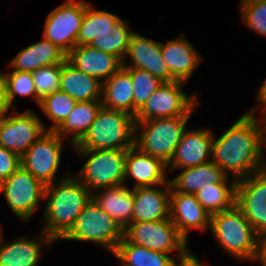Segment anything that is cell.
I'll return each mask as SVG.
<instances>
[{
    "instance_id": "cell-1",
    "label": "cell",
    "mask_w": 266,
    "mask_h": 266,
    "mask_svg": "<svg viewBox=\"0 0 266 266\" xmlns=\"http://www.w3.org/2000/svg\"><path fill=\"white\" fill-rule=\"evenodd\" d=\"M256 109L244 113L224 134L213 139L211 160L236 181L266 168L262 155V147L266 148V121L255 117Z\"/></svg>"
},
{
    "instance_id": "cell-2",
    "label": "cell",
    "mask_w": 266,
    "mask_h": 266,
    "mask_svg": "<svg viewBox=\"0 0 266 266\" xmlns=\"http://www.w3.org/2000/svg\"><path fill=\"white\" fill-rule=\"evenodd\" d=\"M91 199L92 193L77 177H60L45 185L43 231L55 241L61 239Z\"/></svg>"
},
{
    "instance_id": "cell-3",
    "label": "cell",
    "mask_w": 266,
    "mask_h": 266,
    "mask_svg": "<svg viewBox=\"0 0 266 266\" xmlns=\"http://www.w3.org/2000/svg\"><path fill=\"white\" fill-rule=\"evenodd\" d=\"M210 231L229 255L258 261L260 236L236 204L210 216Z\"/></svg>"
},
{
    "instance_id": "cell-4",
    "label": "cell",
    "mask_w": 266,
    "mask_h": 266,
    "mask_svg": "<svg viewBox=\"0 0 266 266\" xmlns=\"http://www.w3.org/2000/svg\"><path fill=\"white\" fill-rule=\"evenodd\" d=\"M135 117L101 107L94 122L74 149L128 150L134 146Z\"/></svg>"
},
{
    "instance_id": "cell-5",
    "label": "cell",
    "mask_w": 266,
    "mask_h": 266,
    "mask_svg": "<svg viewBox=\"0 0 266 266\" xmlns=\"http://www.w3.org/2000/svg\"><path fill=\"white\" fill-rule=\"evenodd\" d=\"M190 116L181 115L135 121L134 146L140 151L160 159L168 166L186 130Z\"/></svg>"
},
{
    "instance_id": "cell-6",
    "label": "cell",
    "mask_w": 266,
    "mask_h": 266,
    "mask_svg": "<svg viewBox=\"0 0 266 266\" xmlns=\"http://www.w3.org/2000/svg\"><path fill=\"white\" fill-rule=\"evenodd\" d=\"M74 150L82 155V158L88 157L76 177L91 193L95 190L123 185L127 150Z\"/></svg>"
},
{
    "instance_id": "cell-7",
    "label": "cell",
    "mask_w": 266,
    "mask_h": 266,
    "mask_svg": "<svg viewBox=\"0 0 266 266\" xmlns=\"http://www.w3.org/2000/svg\"><path fill=\"white\" fill-rule=\"evenodd\" d=\"M123 238L124 230L91 199L61 240L90 241L113 254Z\"/></svg>"
},
{
    "instance_id": "cell-8",
    "label": "cell",
    "mask_w": 266,
    "mask_h": 266,
    "mask_svg": "<svg viewBox=\"0 0 266 266\" xmlns=\"http://www.w3.org/2000/svg\"><path fill=\"white\" fill-rule=\"evenodd\" d=\"M124 237L133 244L161 253L176 251L177 257L188 249V241L179 233L173 221L169 219L137 222L124 230Z\"/></svg>"
},
{
    "instance_id": "cell-9",
    "label": "cell",
    "mask_w": 266,
    "mask_h": 266,
    "mask_svg": "<svg viewBox=\"0 0 266 266\" xmlns=\"http://www.w3.org/2000/svg\"><path fill=\"white\" fill-rule=\"evenodd\" d=\"M184 84L181 81L163 82L137 112L135 121L192 115L198 102V95L194 93L188 96L184 93L182 91Z\"/></svg>"
},
{
    "instance_id": "cell-10",
    "label": "cell",
    "mask_w": 266,
    "mask_h": 266,
    "mask_svg": "<svg viewBox=\"0 0 266 266\" xmlns=\"http://www.w3.org/2000/svg\"><path fill=\"white\" fill-rule=\"evenodd\" d=\"M87 1L65 0L47 16L43 37L68 54L76 45Z\"/></svg>"
},
{
    "instance_id": "cell-11",
    "label": "cell",
    "mask_w": 266,
    "mask_h": 266,
    "mask_svg": "<svg viewBox=\"0 0 266 266\" xmlns=\"http://www.w3.org/2000/svg\"><path fill=\"white\" fill-rule=\"evenodd\" d=\"M1 192L14 215L27 222L44 199L45 185L20 166L3 180Z\"/></svg>"
},
{
    "instance_id": "cell-12",
    "label": "cell",
    "mask_w": 266,
    "mask_h": 266,
    "mask_svg": "<svg viewBox=\"0 0 266 266\" xmlns=\"http://www.w3.org/2000/svg\"><path fill=\"white\" fill-rule=\"evenodd\" d=\"M11 110L13 115L0 117V146L21 157L47 129L33 110Z\"/></svg>"
},
{
    "instance_id": "cell-13",
    "label": "cell",
    "mask_w": 266,
    "mask_h": 266,
    "mask_svg": "<svg viewBox=\"0 0 266 266\" xmlns=\"http://www.w3.org/2000/svg\"><path fill=\"white\" fill-rule=\"evenodd\" d=\"M64 139L46 131L21 157V166L44 185L56 182Z\"/></svg>"
},
{
    "instance_id": "cell-14",
    "label": "cell",
    "mask_w": 266,
    "mask_h": 266,
    "mask_svg": "<svg viewBox=\"0 0 266 266\" xmlns=\"http://www.w3.org/2000/svg\"><path fill=\"white\" fill-rule=\"evenodd\" d=\"M236 205L259 236L266 233V168L237 181Z\"/></svg>"
},
{
    "instance_id": "cell-15",
    "label": "cell",
    "mask_w": 266,
    "mask_h": 266,
    "mask_svg": "<svg viewBox=\"0 0 266 266\" xmlns=\"http://www.w3.org/2000/svg\"><path fill=\"white\" fill-rule=\"evenodd\" d=\"M131 59V64L124 59L123 67H135L148 71L163 82L176 81L171 75L161 53V43L155 42L139 33H134L129 43L126 57Z\"/></svg>"
},
{
    "instance_id": "cell-16",
    "label": "cell",
    "mask_w": 266,
    "mask_h": 266,
    "mask_svg": "<svg viewBox=\"0 0 266 266\" xmlns=\"http://www.w3.org/2000/svg\"><path fill=\"white\" fill-rule=\"evenodd\" d=\"M214 134L209 129L185 130L174 157L167 166L170 170L198 166L211 161Z\"/></svg>"
},
{
    "instance_id": "cell-17",
    "label": "cell",
    "mask_w": 266,
    "mask_h": 266,
    "mask_svg": "<svg viewBox=\"0 0 266 266\" xmlns=\"http://www.w3.org/2000/svg\"><path fill=\"white\" fill-rule=\"evenodd\" d=\"M170 219L186 240L190 230L205 231L210 227V215L199 203L195 194L175 192L172 188Z\"/></svg>"
},
{
    "instance_id": "cell-18",
    "label": "cell",
    "mask_w": 266,
    "mask_h": 266,
    "mask_svg": "<svg viewBox=\"0 0 266 266\" xmlns=\"http://www.w3.org/2000/svg\"><path fill=\"white\" fill-rule=\"evenodd\" d=\"M167 165L160 159L140 151L136 146L127 150L125 159V180L135 179L133 188L162 187L168 181Z\"/></svg>"
},
{
    "instance_id": "cell-19",
    "label": "cell",
    "mask_w": 266,
    "mask_h": 266,
    "mask_svg": "<svg viewBox=\"0 0 266 266\" xmlns=\"http://www.w3.org/2000/svg\"><path fill=\"white\" fill-rule=\"evenodd\" d=\"M161 189L157 186L133 188V223L170 218V182L164 184V190Z\"/></svg>"
},
{
    "instance_id": "cell-20",
    "label": "cell",
    "mask_w": 266,
    "mask_h": 266,
    "mask_svg": "<svg viewBox=\"0 0 266 266\" xmlns=\"http://www.w3.org/2000/svg\"><path fill=\"white\" fill-rule=\"evenodd\" d=\"M66 59L80 71L104 83L121 67L122 62L114 55L105 53L91 45H76Z\"/></svg>"
},
{
    "instance_id": "cell-21",
    "label": "cell",
    "mask_w": 266,
    "mask_h": 266,
    "mask_svg": "<svg viewBox=\"0 0 266 266\" xmlns=\"http://www.w3.org/2000/svg\"><path fill=\"white\" fill-rule=\"evenodd\" d=\"M40 237L28 239L21 237L11 242H4L0 231V266H38L41 254V244H51L55 240L43 230Z\"/></svg>"
},
{
    "instance_id": "cell-22",
    "label": "cell",
    "mask_w": 266,
    "mask_h": 266,
    "mask_svg": "<svg viewBox=\"0 0 266 266\" xmlns=\"http://www.w3.org/2000/svg\"><path fill=\"white\" fill-rule=\"evenodd\" d=\"M162 58L176 81L186 83L195 72L200 55L193 45L183 36L161 43Z\"/></svg>"
},
{
    "instance_id": "cell-23",
    "label": "cell",
    "mask_w": 266,
    "mask_h": 266,
    "mask_svg": "<svg viewBox=\"0 0 266 266\" xmlns=\"http://www.w3.org/2000/svg\"><path fill=\"white\" fill-rule=\"evenodd\" d=\"M92 199L125 230L133 223V190L125 185L99 189Z\"/></svg>"
},
{
    "instance_id": "cell-24",
    "label": "cell",
    "mask_w": 266,
    "mask_h": 266,
    "mask_svg": "<svg viewBox=\"0 0 266 266\" xmlns=\"http://www.w3.org/2000/svg\"><path fill=\"white\" fill-rule=\"evenodd\" d=\"M66 57L67 54L63 50L43 37L42 41L20 50L9 67L12 70L32 73L43 66L62 64Z\"/></svg>"
},
{
    "instance_id": "cell-25",
    "label": "cell",
    "mask_w": 266,
    "mask_h": 266,
    "mask_svg": "<svg viewBox=\"0 0 266 266\" xmlns=\"http://www.w3.org/2000/svg\"><path fill=\"white\" fill-rule=\"evenodd\" d=\"M229 177L212 160L198 166L186 167L169 180L175 192L195 194L211 183H228Z\"/></svg>"
},
{
    "instance_id": "cell-26",
    "label": "cell",
    "mask_w": 266,
    "mask_h": 266,
    "mask_svg": "<svg viewBox=\"0 0 266 266\" xmlns=\"http://www.w3.org/2000/svg\"><path fill=\"white\" fill-rule=\"evenodd\" d=\"M60 90L67 93L76 102L101 100L102 83L80 71L67 59L61 64Z\"/></svg>"
},
{
    "instance_id": "cell-27",
    "label": "cell",
    "mask_w": 266,
    "mask_h": 266,
    "mask_svg": "<svg viewBox=\"0 0 266 266\" xmlns=\"http://www.w3.org/2000/svg\"><path fill=\"white\" fill-rule=\"evenodd\" d=\"M102 107L133 115V83L129 71L121 67L102 83Z\"/></svg>"
},
{
    "instance_id": "cell-28",
    "label": "cell",
    "mask_w": 266,
    "mask_h": 266,
    "mask_svg": "<svg viewBox=\"0 0 266 266\" xmlns=\"http://www.w3.org/2000/svg\"><path fill=\"white\" fill-rule=\"evenodd\" d=\"M101 107V100L77 102L72 112L55 132L63 139L72 135L68 144L75 146L89 130Z\"/></svg>"
},
{
    "instance_id": "cell-29",
    "label": "cell",
    "mask_w": 266,
    "mask_h": 266,
    "mask_svg": "<svg viewBox=\"0 0 266 266\" xmlns=\"http://www.w3.org/2000/svg\"><path fill=\"white\" fill-rule=\"evenodd\" d=\"M122 266H174L175 257L130 243L125 237L113 253Z\"/></svg>"
},
{
    "instance_id": "cell-30",
    "label": "cell",
    "mask_w": 266,
    "mask_h": 266,
    "mask_svg": "<svg viewBox=\"0 0 266 266\" xmlns=\"http://www.w3.org/2000/svg\"><path fill=\"white\" fill-rule=\"evenodd\" d=\"M227 184L211 183L195 193L197 200L210 216L228 210L236 204L237 181L233 179L229 187Z\"/></svg>"
},
{
    "instance_id": "cell-31",
    "label": "cell",
    "mask_w": 266,
    "mask_h": 266,
    "mask_svg": "<svg viewBox=\"0 0 266 266\" xmlns=\"http://www.w3.org/2000/svg\"><path fill=\"white\" fill-rule=\"evenodd\" d=\"M127 23V20L120 18L112 30L98 34L90 45L116 56L122 62L125 59L131 37L135 33L129 29Z\"/></svg>"
},
{
    "instance_id": "cell-32",
    "label": "cell",
    "mask_w": 266,
    "mask_h": 266,
    "mask_svg": "<svg viewBox=\"0 0 266 266\" xmlns=\"http://www.w3.org/2000/svg\"><path fill=\"white\" fill-rule=\"evenodd\" d=\"M120 18L111 12L94 10L87 2L85 15L77 37V45H90L98 34L109 32Z\"/></svg>"
},
{
    "instance_id": "cell-33",
    "label": "cell",
    "mask_w": 266,
    "mask_h": 266,
    "mask_svg": "<svg viewBox=\"0 0 266 266\" xmlns=\"http://www.w3.org/2000/svg\"><path fill=\"white\" fill-rule=\"evenodd\" d=\"M77 102L64 91L58 90L44 97L39 104L41 111L52 120L48 131H55L72 112Z\"/></svg>"
},
{
    "instance_id": "cell-34",
    "label": "cell",
    "mask_w": 266,
    "mask_h": 266,
    "mask_svg": "<svg viewBox=\"0 0 266 266\" xmlns=\"http://www.w3.org/2000/svg\"><path fill=\"white\" fill-rule=\"evenodd\" d=\"M132 78L133 83V116L144 106L146 101L162 84L159 78L148 71L135 67H125Z\"/></svg>"
},
{
    "instance_id": "cell-35",
    "label": "cell",
    "mask_w": 266,
    "mask_h": 266,
    "mask_svg": "<svg viewBox=\"0 0 266 266\" xmlns=\"http://www.w3.org/2000/svg\"><path fill=\"white\" fill-rule=\"evenodd\" d=\"M6 100L9 108L15 109L13 105L16 95L31 96L37 103V94L31 72L13 70L10 73L4 72Z\"/></svg>"
},
{
    "instance_id": "cell-36",
    "label": "cell",
    "mask_w": 266,
    "mask_h": 266,
    "mask_svg": "<svg viewBox=\"0 0 266 266\" xmlns=\"http://www.w3.org/2000/svg\"><path fill=\"white\" fill-rule=\"evenodd\" d=\"M32 75L39 106L44 97L60 90L61 64L43 66L32 72Z\"/></svg>"
},
{
    "instance_id": "cell-37",
    "label": "cell",
    "mask_w": 266,
    "mask_h": 266,
    "mask_svg": "<svg viewBox=\"0 0 266 266\" xmlns=\"http://www.w3.org/2000/svg\"><path fill=\"white\" fill-rule=\"evenodd\" d=\"M239 5L244 24L266 36V0H240Z\"/></svg>"
},
{
    "instance_id": "cell-38",
    "label": "cell",
    "mask_w": 266,
    "mask_h": 266,
    "mask_svg": "<svg viewBox=\"0 0 266 266\" xmlns=\"http://www.w3.org/2000/svg\"><path fill=\"white\" fill-rule=\"evenodd\" d=\"M21 166L20 157L10 150L0 146V178L10 177Z\"/></svg>"
},
{
    "instance_id": "cell-39",
    "label": "cell",
    "mask_w": 266,
    "mask_h": 266,
    "mask_svg": "<svg viewBox=\"0 0 266 266\" xmlns=\"http://www.w3.org/2000/svg\"><path fill=\"white\" fill-rule=\"evenodd\" d=\"M177 259L178 260L175 261L174 266H207L205 263L200 262L197 256L191 253L189 249H187Z\"/></svg>"
},
{
    "instance_id": "cell-40",
    "label": "cell",
    "mask_w": 266,
    "mask_h": 266,
    "mask_svg": "<svg viewBox=\"0 0 266 266\" xmlns=\"http://www.w3.org/2000/svg\"><path fill=\"white\" fill-rule=\"evenodd\" d=\"M10 110L6 100V88L4 72H0V117L7 114Z\"/></svg>"
},
{
    "instance_id": "cell-41",
    "label": "cell",
    "mask_w": 266,
    "mask_h": 266,
    "mask_svg": "<svg viewBox=\"0 0 266 266\" xmlns=\"http://www.w3.org/2000/svg\"><path fill=\"white\" fill-rule=\"evenodd\" d=\"M257 101L260 104V108H262L261 110V115L263 116H259L263 118V120L266 121V79L264 81V83H262L261 88L259 89L258 93H257V97H256Z\"/></svg>"
},
{
    "instance_id": "cell-42",
    "label": "cell",
    "mask_w": 266,
    "mask_h": 266,
    "mask_svg": "<svg viewBox=\"0 0 266 266\" xmlns=\"http://www.w3.org/2000/svg\"><path fill=\"white\" fill-rule=\"evenodd\" d=\"M258 262L266 266V233L260 236Z\"/></svg>"
},
{
    "instance_id": "cell-43",
    "label": "cell",
    "mask_w": 266,
    "mask_h": 266,
    "mask_svg": "<svg viewBox=\"0 0 266 266\" xmlns=\"http://www.w3.org/2000/svg\"><path fill=\"white\" fill-rule=\"evenodd\" d=\"M2 184H3V180L0 178V192L2 190Z\"/></svg>"
}]
</instances>
